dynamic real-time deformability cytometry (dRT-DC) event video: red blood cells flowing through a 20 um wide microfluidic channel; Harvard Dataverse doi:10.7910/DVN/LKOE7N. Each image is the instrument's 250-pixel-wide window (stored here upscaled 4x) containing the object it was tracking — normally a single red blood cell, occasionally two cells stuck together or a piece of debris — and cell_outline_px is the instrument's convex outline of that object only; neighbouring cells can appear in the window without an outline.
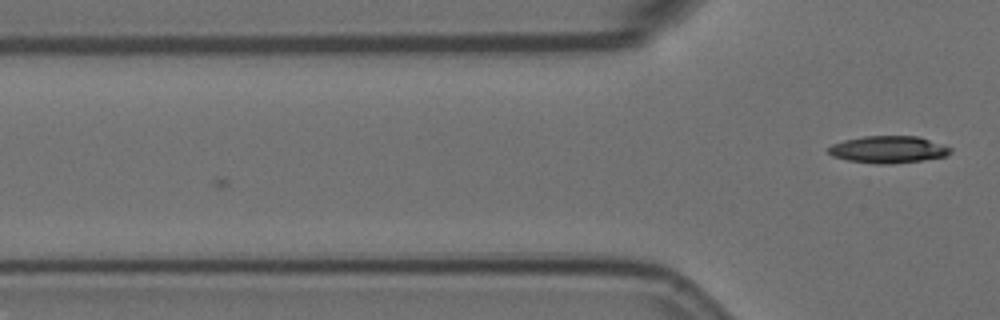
{"species": "Egyptian fruit bat (a non-hibernating species)", "species_latin": "Rousettus aegyptiacus", "temperature_condition": "room temperature", "stored_images_in_passage": 16, "camera_frame_rate_fps": 3000, "um_per_image_px": 0.085, "animal": {"sex": "female"}, "frame": {"image": 1, "passage_image": 16, "time_ms": 5.0, "image_size_px": [1000, 320], "cell_outline_px": [[952, 152], [944, 156], [924, 160], [892, 164], [876, 164], [848, 160], [832, 156], [828, 152], [828, 148], [832, 144], [844, 140], [864, 136], [920, 136], [952, 148]], "centroid_in_image_um": [75.51, 12.71], "position_along_channel_um": 50.3, "area_um2": 19.31}}